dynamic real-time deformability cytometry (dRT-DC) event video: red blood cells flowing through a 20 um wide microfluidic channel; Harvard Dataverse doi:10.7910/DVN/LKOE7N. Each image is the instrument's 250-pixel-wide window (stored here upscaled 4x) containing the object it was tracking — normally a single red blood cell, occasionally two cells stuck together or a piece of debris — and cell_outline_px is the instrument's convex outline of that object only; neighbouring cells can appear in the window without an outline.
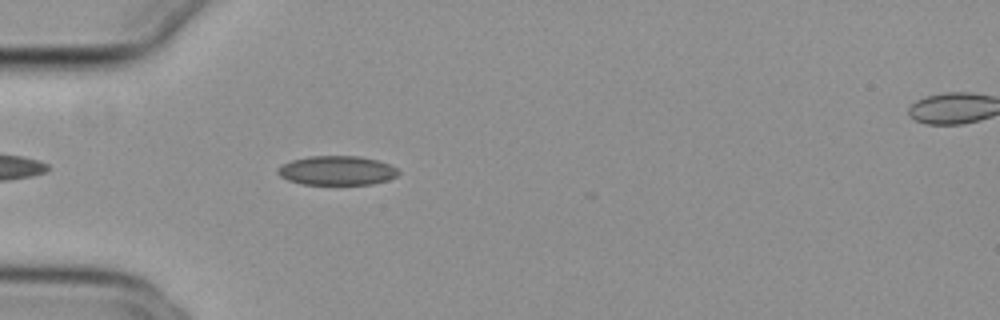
{"species": "common noctule bat (a hibernating species)", "species_latin": "Nyctalus noctula", "temperature_condition": "cold", "stored_images_in_passage": 9, "camera_frame_rate_fps": 3000, "um_per_image_px": 0.085, "animal": {"sex": "female", "body_mass_g": 29.2, "forearm_length_mm": 56.3}, "frame": {"image": 1, "passage_image": 4, "time_ms": 1.0, "image_size_px": [1000, 320], "cell_outline_px": [[400, 172], [396, 176], [388, 180], [372, 184], [300, 184], [288, 180], [280, 176], [276, 172], [276, 168], [292, 160], [308, 156], [360, 156], [376, 160], [388, 164], [396, 168]], "centroid_in_image_um": [28.61, 14.49], "position_along_channel_um": 56.4, "area_um2": 20.52}}
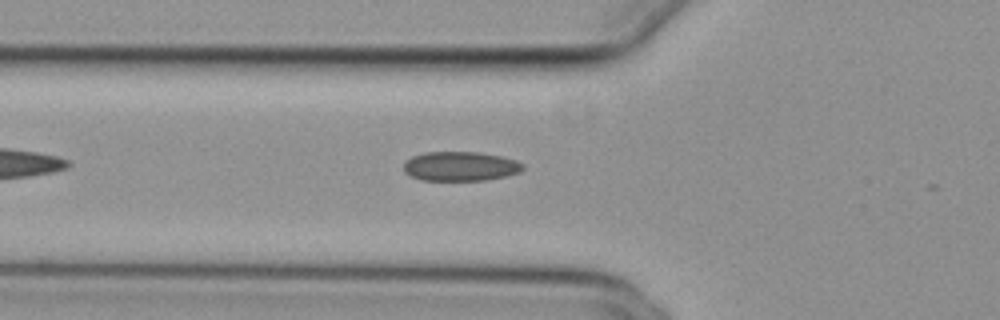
{"frame": {"image": 2, "passage_image": 7, "time_ms": 2.0, "image_size_px": [1000, 320], "cell_outline_px": [[524, 168], [520, 172], [504, 176], [484, 180], [420, 180], [404, 172], [404, 160], [412, 156], [424, 152], [480, 152], [500, 156], [516, 160], [524, 164]], "centroid_in_image_um": [39.11, 14.12], "position_along_channel_um": 86.7, "area_um2": 20.46}}